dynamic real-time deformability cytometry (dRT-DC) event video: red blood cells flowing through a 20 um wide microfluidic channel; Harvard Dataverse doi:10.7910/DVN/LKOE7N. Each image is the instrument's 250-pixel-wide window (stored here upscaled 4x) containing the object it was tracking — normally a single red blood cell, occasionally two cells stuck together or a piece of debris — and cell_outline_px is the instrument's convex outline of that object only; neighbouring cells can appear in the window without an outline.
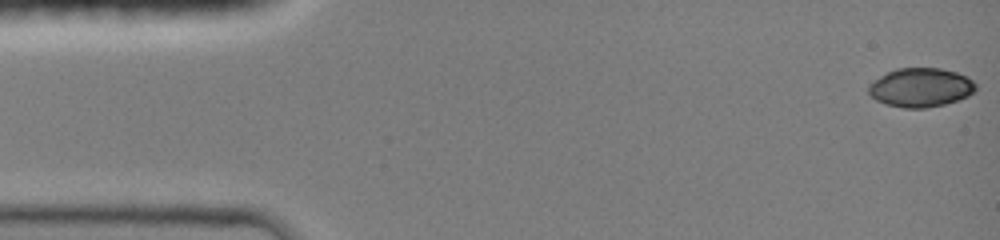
{"species": "common noctule bat (a hibernating species)", "species_latin": "Nyctalus noctula", "temperature_condition": "room temperature", "stored_images_in_passage": 46, "camera_frame_rate_fps": 3000, "um_per_image_px": 0.085, "animal": {"sex": "female", "body_mass_g": 19.0, "forearm_length_mm": 51.5}, "frame": {"image": 1, "passage_image": 1, "time_ms": 0.0, "image_size_px": [1000, 240], "cell_outline_px": [[976, 88], [968, 96], [944, 104], [924, 108], [904, 108], [884, 104], [876, 100], [868, 92], [868, 88], [872, 80], [896, 68], [940, 68], [956, 72], [972, 80], [976, 84]], "centroid_in_image_um": [78.22, 7.44], "position_along_channel_um": 6.8, "area_um2": 24.22}}
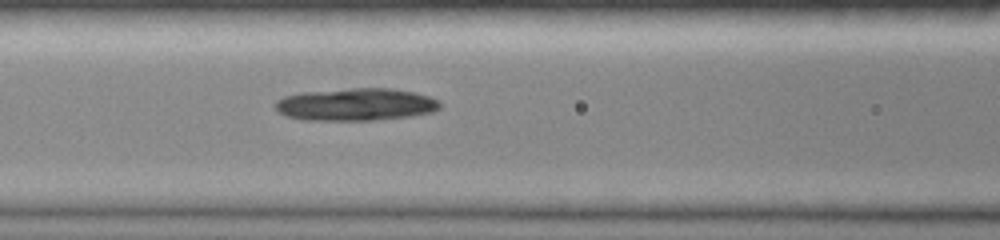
{"frame": {"image": 2, "passage_image": 19, "time_ms": 6.0, "image_size_px": [1000, 240], "cell_outline_px": [[440, 108], [432, 112], [412, 116], [372, 120], [308, 120], [284, 116], [272, 104], [276, 100], [284, 96], [300, 92], [352, 88], [388, 88], [416, 92], [440, 100]], "centroid_in_image_um": [30.23, 8.87], "position_along_channel_um": 136.4, "area_um2": 31.39}}
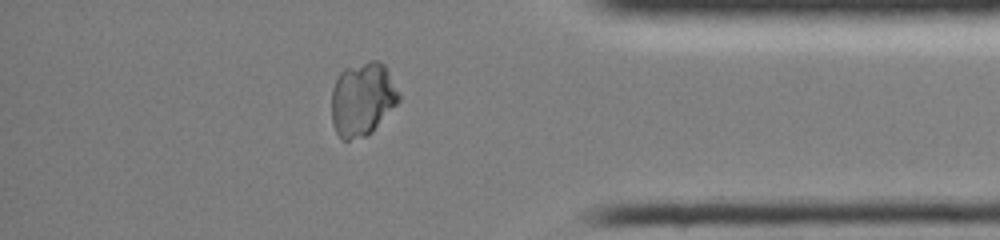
{"frame": {"image": 3, "passage_image": 39, "time_ms": 12.667, "image_size_px": [1000, 240], "cell_outline_px": [[400, 100], [372, 132], [364, 136], [348, 140], [340, 140], [332, 124], [332, 88], [340, 72], [344, 68], [372, 60], [380, 60], [384, 64], [400, 92]], "centroid_in_image_um": [30.81, 8.42], "position_along_channel_um": 404.4, "area_um2": 29.02}}